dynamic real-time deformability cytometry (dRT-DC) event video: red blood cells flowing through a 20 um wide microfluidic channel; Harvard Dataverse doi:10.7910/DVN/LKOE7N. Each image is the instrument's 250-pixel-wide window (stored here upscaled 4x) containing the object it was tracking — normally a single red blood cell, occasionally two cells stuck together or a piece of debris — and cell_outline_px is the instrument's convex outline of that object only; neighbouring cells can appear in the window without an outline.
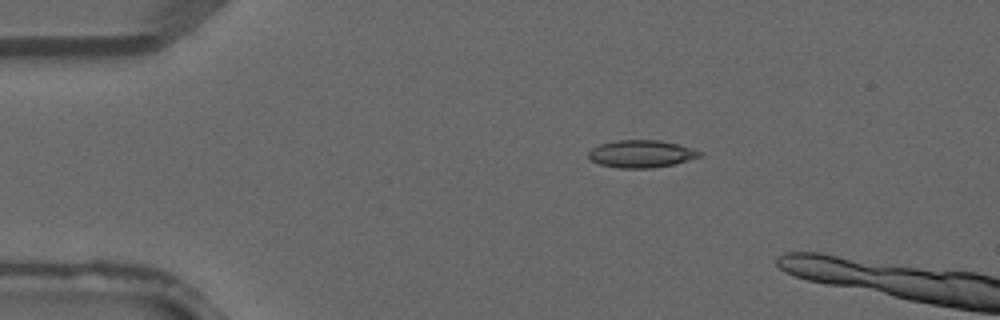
{"species": "common noctule bat (a hibernating species)", "species_latin": "Nyctalus noctula", "temperature_condition": "warm", "stored_images_in_passage": 2, "camera_frame_rate_fps": 3000, "um_per_image_px": 0.085, "animal": {"sex": "male", "forearm_length_mm": 52.5}, "frame": {"image": 1, "passage_image": 1, "time_ms": 0.0, "image_size_px": [1000, 320], "cell_outline_px": [[704, 152], [700, 156], [688, 160], [672, 164], [652, 168], [620, 168], [600, 164], [592, 160], [588, 156], [588, 152], [592, 148], [600, 144], [616, 140], [660, 140], [692, 148]], "centroid_in_image_um": [54.5, 13.07], "position_along_channel_um": 30.5, "area_um2": 17.63}}